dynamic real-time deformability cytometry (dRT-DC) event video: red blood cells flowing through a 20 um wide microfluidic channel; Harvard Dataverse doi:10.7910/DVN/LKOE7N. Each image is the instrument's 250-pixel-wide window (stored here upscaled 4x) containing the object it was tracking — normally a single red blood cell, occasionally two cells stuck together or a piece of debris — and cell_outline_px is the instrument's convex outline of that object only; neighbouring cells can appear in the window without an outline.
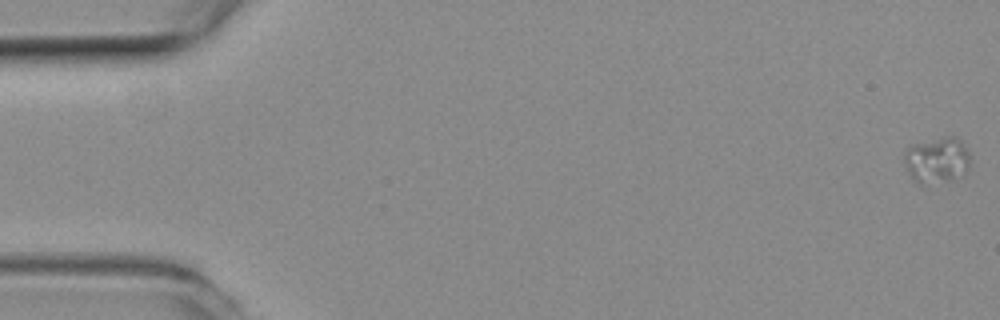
{"species": "common noctule bat (a hibernating species)", "species_latin": "Nyctalus noctula", "temperature_condition": "room temperature", "stored_images_in_passage": 29, "camera_frame_rate_fps": 3000, "um_per_image_px": 0.085, "animal": {"sex": "female", "body_mass_g": 19.3, "forearm_length_mm": 54.1}, "frame": {"image": 1, "passage_image": 1, "time_ms": 0.0, "image_size_px": [1000, 320], "cell_outline_px": [[968, 164], [964, 172], [952, 180], [924, 188], [920, 188], [908, 176], [904, 164], [904, 156], [908, 148], [912, 144], [944, 136], [952, 136], [960, 140], [968, 152]], "centroid_in_image_um": [79.54, 13.68], "position_along_channel_um": 5.5, "area_um2": 18.21}}
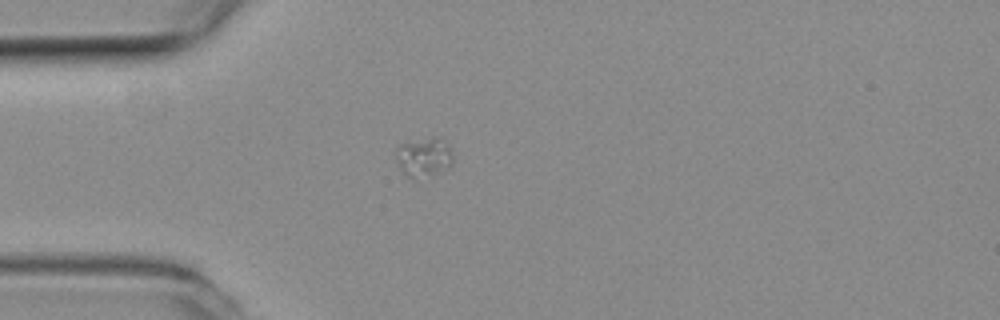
{"frame": {"image": 2, "passage_image": 17, "time_ms": 5.333, "image_size_px": [1000, 320], "cell_outline_px": [[452, 164], [444, 172], [432, 176], [412, 180], [404, 176], [400, 172], [396, 160], [396, 148], [400, 144], [436, 136], [440, 136], [448, 144], [452, 156]], "centroid_in_image_um": [36.02, 13.41], "position_along_channel_um": 49.0, "area_um2": 13.64}}
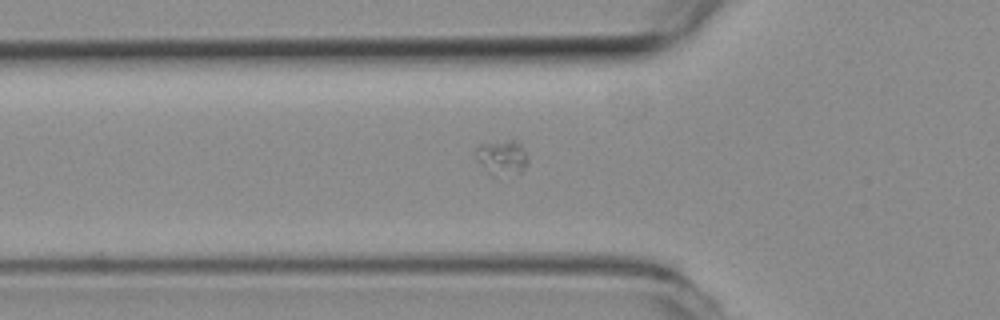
{"frame": {"image": 3, "passage_image": 21, "time_ms": 6.667, "image_size_px": [1000, 320], "cell_outline_px": [[528, 160], [524, 168], [520, 172], [500, 180], [488, 176], [476, 160], [476, 148], [480, 144], [508, 140], [516, 140], [520, 144], [528, 156]], "centroid_in_image_um": [42.64, 13.47], "position_along_channel_um": 83.2, "area_um2": 11.27}}